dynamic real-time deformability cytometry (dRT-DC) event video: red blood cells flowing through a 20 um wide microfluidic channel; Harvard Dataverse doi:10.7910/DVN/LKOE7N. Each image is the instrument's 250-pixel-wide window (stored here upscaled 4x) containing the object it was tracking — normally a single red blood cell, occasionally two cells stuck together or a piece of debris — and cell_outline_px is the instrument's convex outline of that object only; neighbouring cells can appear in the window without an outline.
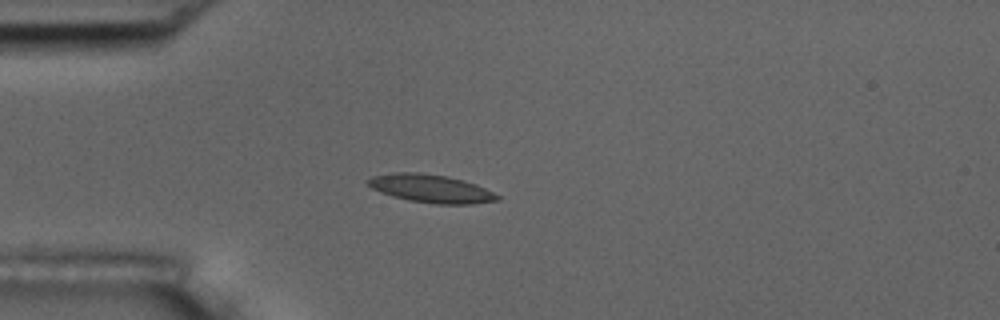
{"species": "common noctule bat (a hibernating species)", "species_latin": "Nyctalus noctula", "temperature_condition": "room temperature", "stored_images_in_passage": 6, "camera_frame_rate_fps": 3000, "um_per_image_px": 0.085, "animal": {"sex": "male", "body_mass_g": 17.5, "forearm_length_mm": 52.3}, "frame": {"image": 1, "passage_image": 3, "time_ms": 2.333, "image_size_px": [1000, 320], "cell_outline_px": [[500, 200], [472, 204], [436, 204], [408, 200], [392, 196], [380, 192], [372, 188], [364, 180], [372, 176], [396, 172], [420, 172], [448, 176], [464, 180], [476, 184], [500, 196]], "centroid_in_image_um": [36.61, 16.02], "position_along_channel_um": 48.4, "area_um2": 21.33}}